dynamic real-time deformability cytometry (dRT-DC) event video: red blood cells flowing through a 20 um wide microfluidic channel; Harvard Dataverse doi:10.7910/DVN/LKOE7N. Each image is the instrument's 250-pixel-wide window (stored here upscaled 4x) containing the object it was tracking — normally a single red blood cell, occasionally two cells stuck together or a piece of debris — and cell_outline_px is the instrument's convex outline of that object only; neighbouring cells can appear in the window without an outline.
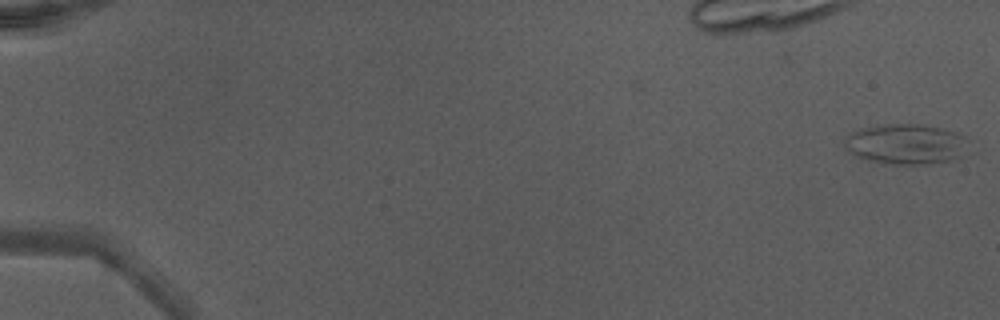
{"species": "Egyptian fruit bat (a non-hibernating species)", "species_latin": "Rousettus aegyptiacus", "temperature_condition": "warm", "stored_images_in_passage": 50, "camera_frame_rate_fps": 3000, "um_per_image_px": 0.085, "animal": {"sex": "male"}, "frame": {"image": 1, "passage_image": 1, "time_ms": 0.0, "image_size_px": [1000, 320], "cell_outline_px": [[964, 156], [952, 160], [920, 164], [892, 164], [868, 160], [856, 156], [848, 152], [844, 144], [844, 136], [848, 132], [864, 128], [888, 124], [924, 124], [940, 128], [964, 136]], "centroid_in_image_um": [76.92, 12.25], "position_along_channel_um": 8.1, "area_um2": 28.84}}
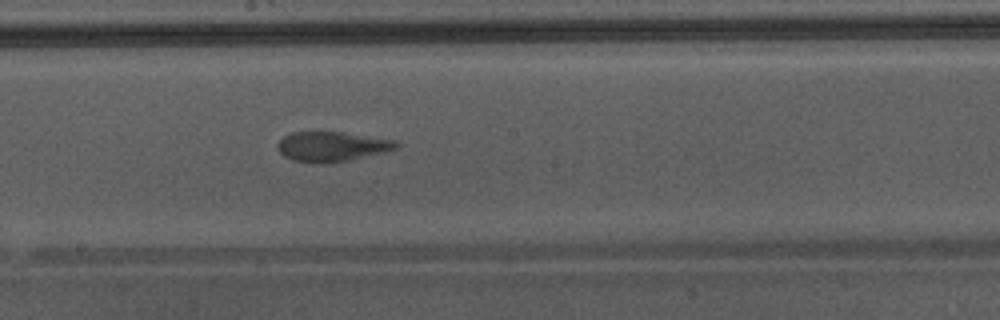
{"frame": {"image": 2, "passage_image": 30, "time_ms": 9.667, "image_size_px": [1000, 320], "cell_outline_px": [[400, 144], [396, 148], [384, 152], [348, 160], [324, 164], [316, 164], [292, 160], [284, 156], [280, 152], [276, 144], [284, 136], [292, 132], [340, 132], [396, 140]], "centroid_in_image_um": [28.18, 12.46], "position_along_channel_um": 220.0, "area_um2": 20.58}}
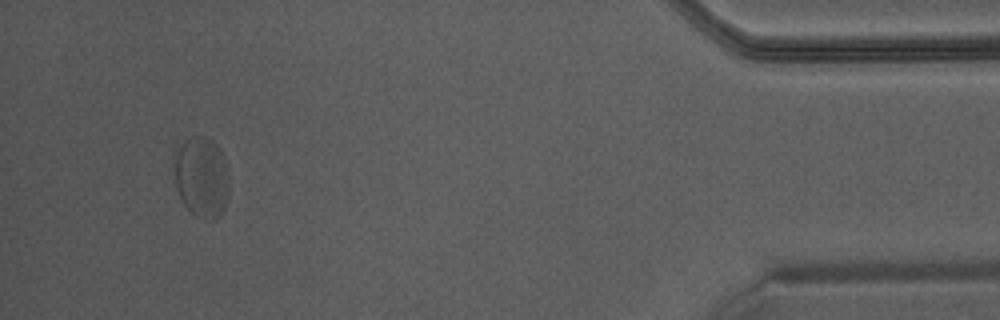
{"frame": {"image": 3, "passage_image": 48, "time_ms": 15.667, "image_size_px": [1000, 320], "cell_outline_px": [[228, 192], [224, 208], [220, 216], [212, 220], [204, 220], [196, 216], [184, 204], [180, 196], [176, 184], [176, 156], [180, 144], [184, 140], [196, 136], [204, 136], [212, 140], [216, 144], [220, 152], [228, 180]], "centroid_in_image_um": [17.14, 15.09], "position_along_channel_um": 418.1, "area_um2": 25.09}, "authors_computed_cell_mechanics": {"area_um2": 22.3975, "velocity_mm_per_s": 4.2932, "shape_relaxation_time_tau1_ms": 4.1672, "shape_relaxation_time_tau2_ms": 0.9448, "deformation_change_tau1": 0.1454, "deformation_change_tau2": 0.0774}}